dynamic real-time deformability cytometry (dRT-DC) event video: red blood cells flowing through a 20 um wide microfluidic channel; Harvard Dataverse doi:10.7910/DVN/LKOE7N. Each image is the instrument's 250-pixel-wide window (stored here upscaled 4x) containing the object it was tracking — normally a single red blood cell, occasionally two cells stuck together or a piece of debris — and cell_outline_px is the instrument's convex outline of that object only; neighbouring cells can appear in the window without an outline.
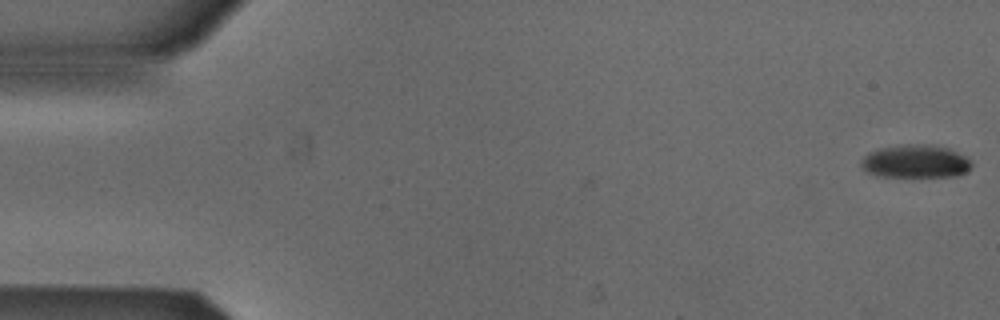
{"species": "Egyptian fruit bat (a non-hibernating species)", "species_latin": "Rousettus aegyptiacus", "temperature_condition": "cold", "stored_images_in_passage": 53, "camera_frame_rate_fps": 3000, "um_per_image_px": 0.085, "animal": {"sex": "male"}, "frame": {"image": 1, "passage_image": 1, "time_ms": 0.0, "image_size_px": [1000, 320], "cell_outline_px": [[972, 164], [964, 172], [956, 176], [876, 176], [868, 172], [860, 164], [864, 156], [868, 152], [880, 148], [900, 144], [936, 144], [948, 148], [964, 156]], "centroid_in_image_um": [77.77, 13.7], "position_along_channel_um": 7.2, "area_um2": 21.15}}
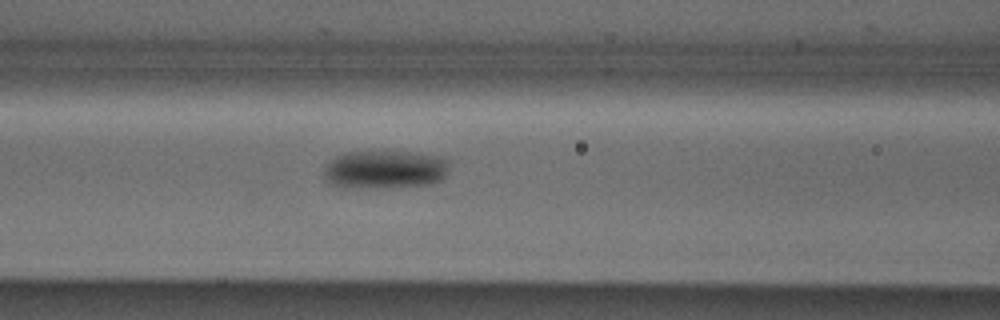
{"frame": {"image": 2, "passage_image": 22, "time_ms": 7.0, "image_size_px": [1000, 320], "cell_outline_px": [[448, 160], [444, 176], [440, 180], [424, 184], [376, 188], [340, 188], [324, 180], [324, 168], [336, 156], [348, 152], [408, 152], [436, 156]], "centroid_in_image_um": [32.62, 14.42], "position_along_channel_um": 134.0, "area_um2": 27.57}}
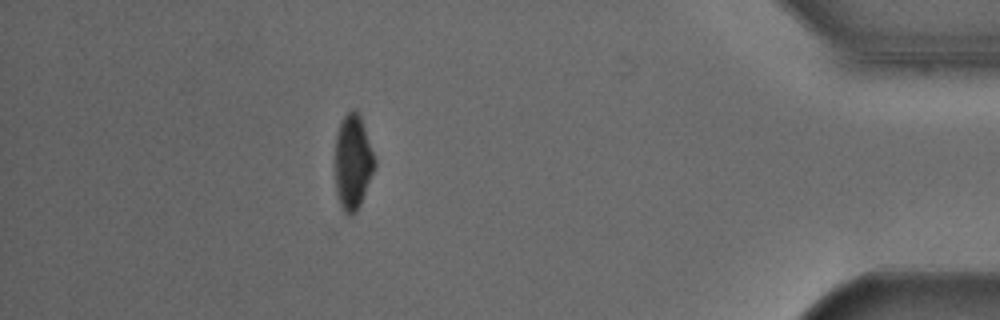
{"frame": {"image": 3, "passage_image": 47, "time_ms": 15.333, "image_size_px": [1000, 320], "cell_outline_px": [[376, 168], [360, 204], [356, 212], [352, 216], [348, 216], [340, 208], [336, 192], [336, 136], [340, 124], [344, 116], [348, 112], [356, 108], [360, 116], [376, 160]], "centroid_in_image_um": [30.0, 13.82], "position_along_channel_um": 405.2, "area_um2": 21.91}, "authors_computed_cell_mechanics": {"area_um2": 24.854, "velocity_mm_per_s": 3.8719, "shape_relaxation_time_tau1_ms": 3.6345, "shape_relaxation_time_tau2_ms": null, "deformation_change_tau1": 0.124, "deformation_change_tau2": null}}